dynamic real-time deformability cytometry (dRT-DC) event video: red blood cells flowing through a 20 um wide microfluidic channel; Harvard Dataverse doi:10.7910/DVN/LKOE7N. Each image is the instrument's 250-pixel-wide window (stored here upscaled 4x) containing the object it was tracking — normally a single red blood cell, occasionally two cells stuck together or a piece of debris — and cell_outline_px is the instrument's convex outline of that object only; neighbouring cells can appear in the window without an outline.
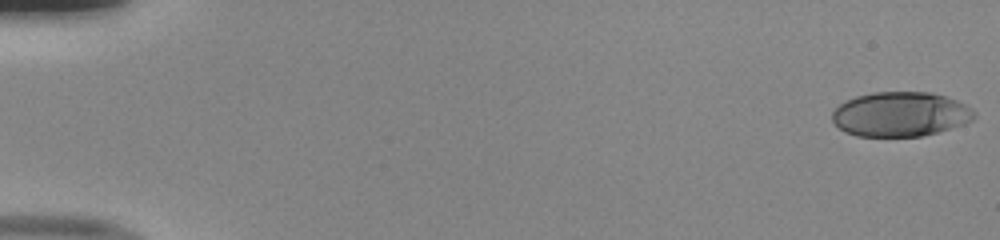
{"species": "human", "species_latin": "Homo sapiens", "temperature_condition": "room temperature", "stored_images_in_passage": 51, "camera_frame_rate_fps": 3000, "um_per_image_px": 0.085, "donor": {"sex": "male"}, "frame": {"image": 1, "passage_image": 1, "time_ms": 0.0, "image_size_px": [1000, 240], "cell_outline_px": [[976, 116], [972, 120], [964, 124], [936, 132], [920, 136], [856, 136], [844, 132], [832, 120], [832, 112], [840, 104], [856, 96], [872, 92], [928, 92], [944, 96], [956, 100], [972, 108], [976, 112]], "centroid_in_image_um": [76.54, 9.71], "position_along_channel_um": 8.5, "area_um2": 36.82}}
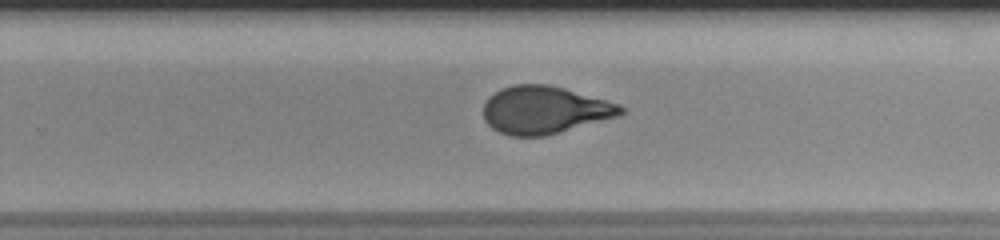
{"frame": {"image": 2, "passage_image": 34, "time_ms": 11.0, "image_size_px": [1000, 240], "cell_outline_px": [[624, 112], [620, 116], [544, 136], [512, 136], [500, 132], [492, 128], [484, 120], [484, 104], [488, 96], [500, 88], [512, 84], [548, 84], [564, 88], [620, 104], [624, 108]], "centroid_in_image_um": [46.27, 9.34], "position_along_channel_um": 283.5, "area_um2": 38.21}}
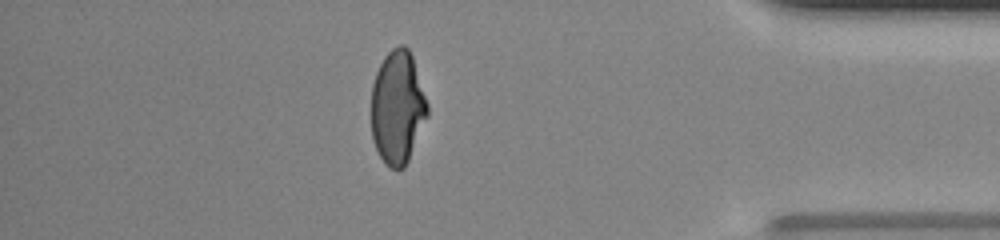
{"frame": {"image": 3, "passage_image": 45, "time_ms": 14.667, "image_size_px": [1000, 240], "cell_outline_px": [[428, 116], [408, 160], [404, 168], [396, 172], [388, 168], [384, 164], [372, 140], [372, 84], [376, 72], [384, 56], [392, 48], [400, 44], [404, 44], [408, 48], [412, 56], [428, 104]], "centroid_in_image_um": [33.79, 9.16], "position_along_channel_um": 401.4, "area_um2": 37.34}, "authors_computed_cell_mechanics": {"area_um2": 38.2058, "velocity_mm_per_s": 4.0497, "shape_relaxation_time_tau1_ms": 7.1196, "shape_relaxation_time_tau2_ms": 0.7068, "deformation_change_tau1": 0.2262, "deformation_change_tau2": 0.0697}}